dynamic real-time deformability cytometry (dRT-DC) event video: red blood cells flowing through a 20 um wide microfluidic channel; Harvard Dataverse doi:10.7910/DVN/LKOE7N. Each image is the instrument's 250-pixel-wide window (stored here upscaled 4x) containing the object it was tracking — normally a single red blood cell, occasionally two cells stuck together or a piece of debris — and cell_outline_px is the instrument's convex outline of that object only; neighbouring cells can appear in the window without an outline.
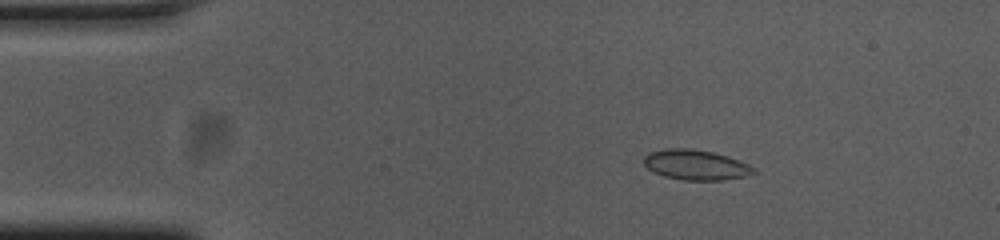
{"species": "common noctule bat (a hibernating species)", "species_latin": "Nyctalus noctula", "temperature_condition": "cold", "stored_images_in_passage": 47, "camera_frame_rate_fps": 3000, "um_per_image_px": 0.085, "animal": {"sex": "female", "body_mass_g": 23.0, "forearm_length_mm": 53.4}, "frame": {"image": 1, "passage_image": 1, "time_ms": 0.0, "image_size_px": [1000, 240], "cell_outline_px": [[756, 172], [752, 176], [724, 180], [684, 180], [664, 176], [648, 168], [644, 164], [644, 156], [648, 152], [664, 148], [688, 148], [712, 152], [728, 156], [748, 164], [756, 168]], "centroid_in_image_um": [59.19, 14.01], "position_along_channel_um": 25.8, "area_um2": 19.48}}
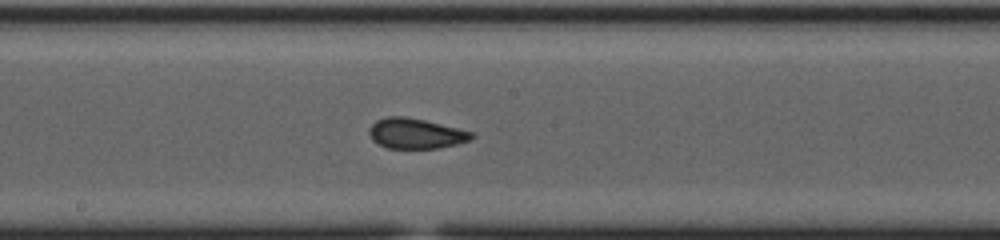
{"frame": {"image": 2, "passage_image": 21, "time_ms": 6.667, "image_size_px": [1000, 240], "cell_outline_px": [[476, 136], [468, 140], [456, 144], [440, 148], [388, 148], [372, 140], [368, 132], [368, 128], [376, 120], [388, 116], [404, 116], [424, 120], [476, 132]], "centroid_in_image_um": [35.35, 11.34], "position_along_channel_um": 212.8, "area_um2": 18.15}}
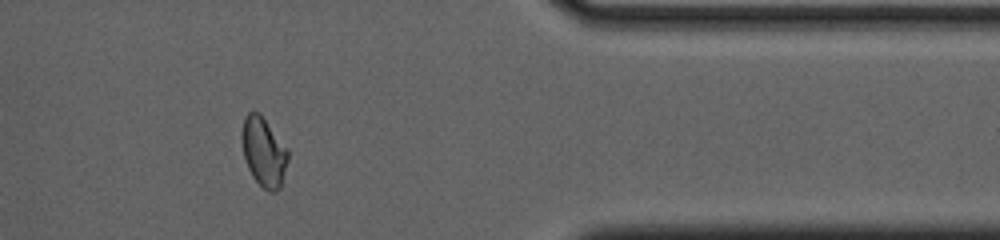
{"frame": {"image": 3, "passage_image": 37, "time_ms": 12.0, "image_size_px": [1000, 240], "cell_outline_px": [[288, 160], [280, 188], [276, 192], [268, 192], [252, 176], [248, 168], [244, 156], [240, 136], [240, 132], [244, 116], [252, 108], [260, 112], [288, 148]], "centroid_in_image_um": [22.4, 12.84], "position_along_channel_um": 389.0, "area_um2": 19.07}}